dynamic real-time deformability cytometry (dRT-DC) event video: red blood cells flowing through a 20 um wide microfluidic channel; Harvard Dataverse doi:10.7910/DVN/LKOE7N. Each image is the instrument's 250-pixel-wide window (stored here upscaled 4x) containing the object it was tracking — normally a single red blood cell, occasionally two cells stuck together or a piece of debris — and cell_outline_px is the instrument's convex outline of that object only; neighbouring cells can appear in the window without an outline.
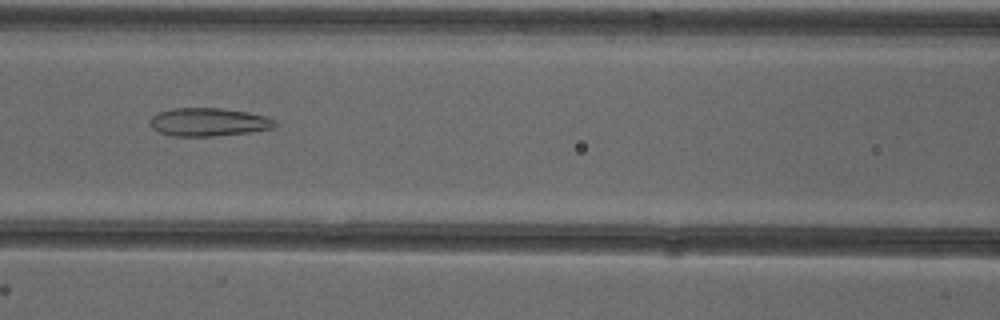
{"species": "common noctule bat (a hibernating species)", "species_latin": "Nyctalus noctula", "temperature_condition": "cold", "stored_images_in_passage": 53, "camera_frame_rate_fps": 3000, "um_per_image_px": 0.085, "animal": {"sex": "female"}, "frame": {"image": 1, "passage_image": 24, "time_ms": 7.667, "image_size_px": [1000, 320], "cell_outline_px": [[280, 124], [276, 128], [248, 132], [216, 136], [172, 136], [160, 132], [152, 128], [148, 124], [148, 120], [152, 116], [160, 112], [172, 108], [220, 108], [248, 112], [264, 116], [276, 120]], "centroid_in_image_um": [17.74, 10.38], "position_along_channel_um": 148.9, "area_um2": 20.75}}
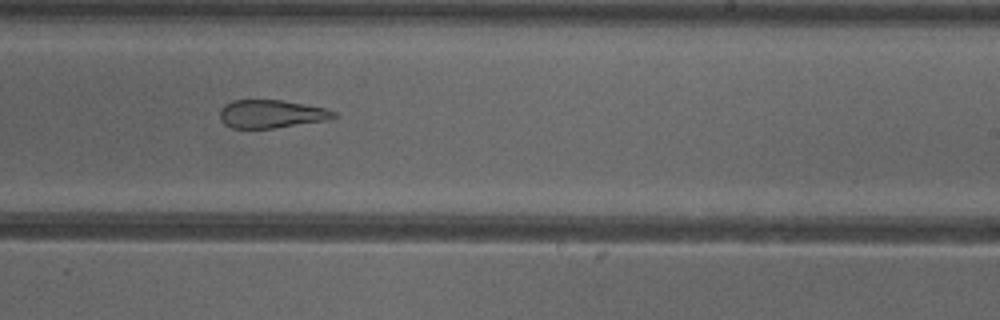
{"frame": {"image": 2, "passage_image": 33, "time_ms": 10.667, "image_size_px": [1000, 320], "cell_outline_px": [[336, 116], [324, 120], [276, 128], [232, 128], [224, 124], [220, 120], [220, 108], [224, 104], [232, 100], [280, 100], [304, 104], [324, 108], [336, 112]], "centroid_in_image_um": [22.99, 9.68], "position_along_channel_um": 266.0, "area_um2": 18.55}}
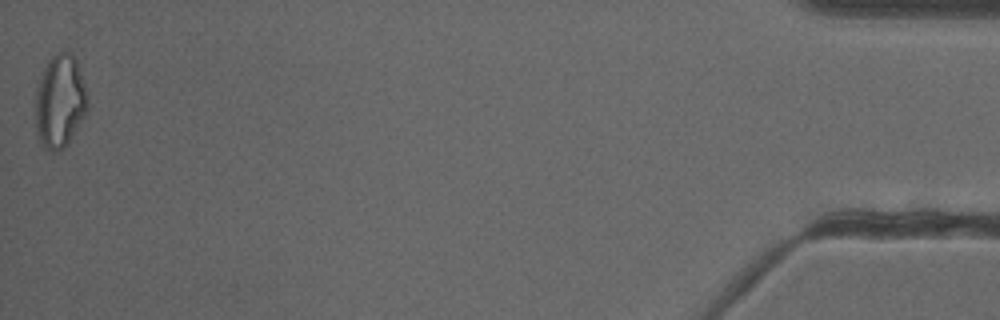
{"frame": {"image": 3, "passage_image": 53, "time_ms": 17.333, "image_size_px": [1000, 320], "cell_outline_px": [[88, 108], [84, 116], [64, 148], [56, 152], [52, 152], [44, 148], [40, 144], [36, 132], [36, 92], [44, 68], [48, 60], [56, 52], [64, 48], [72, 52], [76, 60], [88, 96]], "centroid_in_image_um": [5.09, 8.59], "position_along_channel_um": 430.1, "area_um2": 28.38}, "authors_computed_cell_mechanics": {"area_um2": 24.5072, "velocity_mm_per_s": 3.9107, "shape_relaxation_time_tau1_ms": null, "shape_relaxation_time_tau2_ms": 3.1785, "deformation_change_tau1": null, "deformation_change_tau2": 0.1305}}